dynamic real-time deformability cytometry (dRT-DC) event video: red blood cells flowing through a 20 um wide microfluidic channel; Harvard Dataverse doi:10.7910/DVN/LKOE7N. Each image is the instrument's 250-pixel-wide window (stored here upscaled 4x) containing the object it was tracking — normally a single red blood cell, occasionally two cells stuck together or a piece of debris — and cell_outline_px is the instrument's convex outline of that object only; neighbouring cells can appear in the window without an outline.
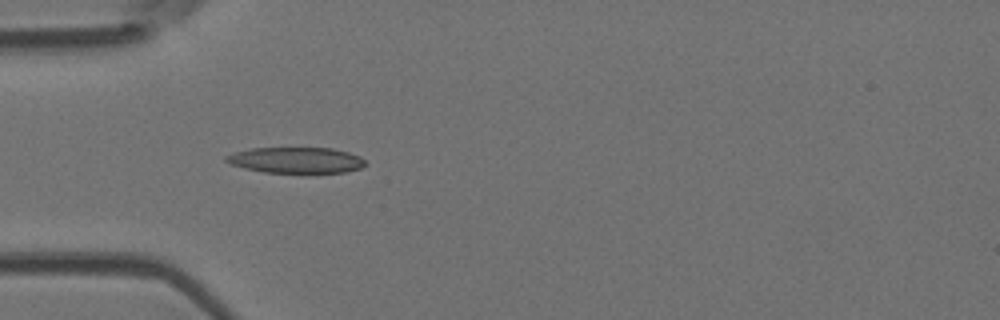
{"species": "Egyptian fruit bat (a non-hibernating species)", "species_latin": "Rousettus aegyptiacus", "temperature_condition": "room temperature", "stored_images_in_passage": 5, "camera_frame_rate_fps": 3000, "um_per_image_px": 0.085, "animal": {"sex": "female"}, "frame": {"image": 1, "passage_image": 4, "time_ms": 3.667, "image_size_px": [1000, 320], "cell_outline_px": [[364, 164], [360, 168], [344, 172], [264, 172], [244, 168], [232, 164], [224, 160], [224, 156], [236, 152], [252, 148], [332, 148], [348, 152], [360, 156], [364, 160]], "centroid_in_image_um": [25.15, 13.6], "position_along_channel_um": 59.9, "area_um2": 20.69}}
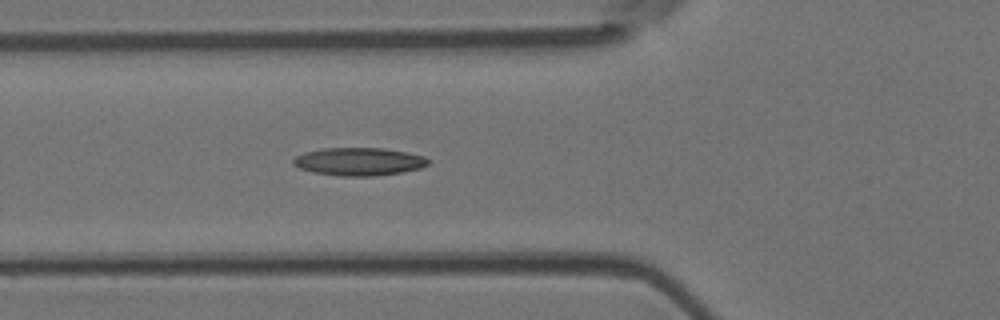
{"frame": {"image": 2, "passage_image": 5, "time_ms": 4.667, "image_size_px": [1000, 320], "cell_outline_px": [[428, 164], [420, 168], [400, 172], [372, 176], [336, 176], [312, 172], [300, 168], [292, 164], [292, 160], [296, 156], [304, 152], [320, 148], [384, 148], [408, 152], [424, 156], [428, 160]], "centroid_in_image_um": [30.46, 13.73], "position_along_channel_um": 95.3, "area_um2": 22.02}}